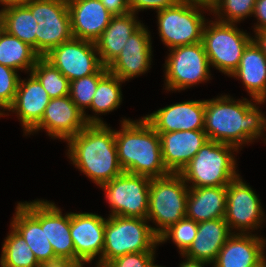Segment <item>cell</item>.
Segmentation results:
<instances>
[{
  "instance_id": "f6af8a7d",
  "label": "cell",
  "mask_w": 266,
  "mask_h": 267,
  "mask_svg": "<svg viewBox=\"0 0 266 267\" xmlns=\"http://www.w3.org/2000/svg\"><path fill=\"white\" fill-rule=\"evenodd\" d=\"M30 1L31 0H0V5L2 6L0 9L4 10L10 7L27 5Z\"/></svg>"
},
{
  "instance_id": "3957f363",
  "label": "cell",
  "mask_w": 266,
  "mask_h": 267,
  "mask_svg": "<svg viewBox=\"0 0 266 267\" xmlns=\"http://www.w3.org/2000/svg\"><path fill=\"white\" fill-rule=\"evenodd\" d=\"M121 129L115 130L118 161L124 172L150 178L170 172L163 159L159 134L143 118H122Z\"/></svg>"
},
{
  "instance_id": "30bf717a",
  "label": "cell",
  "mask_w": 266,
  "mask_h": 267,
  "mask_svg": "<svg viewBox=\"0 0 266 267\" xmlns=\"http://www.w3.org/2000/svg\"><path fill=\"white\" fill-rule=\"evenodd\" d=\"M205 10L211 14L206 8L177 2L156 12L158 34L165 47L169 50L202 42L203 29L209 20L204 16Z\"/></svg>"
},
{
  "instance_id": "44dd1931",
  "label": "cell",
  "mask_w": 266,
  "mask_h": 267,
  "mask_svg": "<svg viewBox=\"0 0 266 267\" xmlns=\"http://www.w3.org/2000/svg\"><path fill=\"white\" fill-rule=\"evenodd\" d=\"M158 134L162 159L170 173H180L209 140L204 130H180Z\"/></svg>"
},
{
  "instance_id": "60d3db41",
  "label": "cell",
  "mask_w": 266,
  "mask_h": 267,
  "mask_svg": "<svg viewBox=\"0 0 266 267\" xmlns=\"http://www.w3.org/2000/svg\"><path fill=\"white\" fill-rule=\"evenodd\" d=\"M39 267H78L71 259L65 257H55Z\"/></svg>"
},
{
  "instance_id": "83f0119b",
  "label": "cell",
  "mask_w": 266,
  "mask_h": 267,
  "mask_svg": "<svg viewBox=\"0 0 266 267\" xmlns=\"http://www.w3.org/2000/svg\"><path fill=\"white\" fill-rule=\"evenodd\" d=\"M123 83L125 82L109 71L98 81L89 109L94 115L84 114L88 124H106L99 115L109 114V112L119 108L123 101L121 90Z\"/></svg>"
},
{
  "instance_id": "bcb514c9",
  "label": "cell",
  "mask_w": 266,
  "mask_h": 267,
  "mask_svg": "<svg viewBox=\"0 0 266 267\" xmlns=\"http://www.w3.org/2000/svg\"><path fill=\"white\" fill-rule=\"evenodd\" d=\"M4 30L3 25V10L0 9V33Z\"/></svg>"
},
{
  "instance_id": "ba28073f",
  "label": "cell",
  "mask_w": 266,
  "mask_h": 267,
  "mask_svg": "<svg viewBox=\"0 0 266 267\" xmlns=\"http://www.w3.org/2000/svg\"><path fill=\"white\" fill-rule=\"evenodd\" d=\"M26 6L34 17V51L40 57L73 37L67 0H31Z\"/></svg>"
},
{
  "instance_id": "5bb4252c",
  "label": "cell",
  "mask_w": 266,
  "mask_h": 267,
  "mask_svg": "<svg viewBox=\"0 0 266 267\" xmlns=\"http://www.w3.org/2000/svg\"><path fill=\"white\" fill-rule=\"evenodd\" d=\"M105 225L106 218L97 213L70 212V233L78 267L92 264L94 259V267H102Z\"/></svg>"
},
{
  "instance_id": "74e56055",
  "label": "cell",
  "mask_w": 266,
  "mask_h": 267,
  "mask_svg": "<svg viewBox=\"0 0 266 267\" xmlns=\"http://www.w3.org/2000/svg\"><path fill=\"white\" fill-rule=\"evenodd\" d=\"M177 0H128L130 12L138 15L144 10H155L156 12L174 6Z\"/></svg>"
},
{
  "instance_id": "b9f144b4",
  "label": "cell",
  "mask_w": 266,
  "mask_h": 267,
  "mask_svg": "<svg viewBox=\"0 0 266 267\" xmlns=\"http://www.w3.org/2000/svg\"><path fill=\"white\" fill-rule=\"evenodd\" d=\"M177 1L189 5L200 6L211 11L214 8L217 0H177Z\"/></svg>"
},
{
  "instance_id": "ffe728a7",
  "label": "cell",
  "mask_w": 266,
  "mask_h": 267,
  "mask_svg": "<svg viewBox=\"0 0 266 267\" xmlns=\"http://www.w3.org/2000/svg\"><path fill=\"white\" fill-rule=\"evenodd\" d=\"M266 238L233 233L220 249L212 267H262L266 263Z\"/></svg>"
},
{
  "instance_id": "7bdbcfd3",
  "label": "cell",
  "mask_w": 266,
  "mask_h": 267,
  "mask_svg": "<svg viewBox=\"0 0 266 267\" xmlns=\"http://www.w3.org/2000/svg\"><path fill=\"white\" fill-rule=\"evenodd\" d=\"M183 259V261L179 264L178 267H205V266H210L211 264L205 261H201V260H195V259H190L187 257H184L183 255H181Z\"/></svg>"
},
{
  "instance_id": "ee69618b",
  "label": "cell",
  "mask_w": 266,
  "mask_h": 267,
  "mask_svg": "<svg viewBox=\"0 0 266 267\" xmlns=\"http://www.w3.org/2000/svg\"><path fill=\"white\" fill-rule=\"evenodd\" d=\"M253 40L261 48V50L266 56V29L259 32H255Z\"/></svg>"
},
{
  "instance_id": "f35d334b",
  "label": "cell",
  "mask_w": 266,
  "mask_h": 267,
  "mask_svg": "<svg viewBox=\"0 0 266 267\" xmlns=\"http://www.w3.org/2000/svg\"><path fill=\"white\" fill-rule=\"evenodd\" d=\"M253 17L256 18L257 22L254 23L253 31L259 32L266 29V0H256Z\"/></svg>"
},
{
  "instance_id": "7c38bea8",
  "label": "cell",
  "mask_w": 266,
  "mask_h": 267,
  "mask_svg": "<svg viewBox=\"0 0 266 267\" xmlns=\"http://www.w3.org/2000/svg\"><path fill=\"white\" fill-rule=\"evenodd\" d=\"M243 180L239 174L227 185L224 219L232 233L253 234L263 227L266 214L259 195Z\"/></svg>"
},
{
  "instance_id": "8d00e7d4",
  "label": "cell",
  "mask_w": 266,
  "mask_h": 267,
  "mask_svg": "<svg viewBox=\"0 0 266 267\" xmlns=\"http://www.w3.org/2000/svg\"><path fill=\"white\" fill-rule=\"evenodd\" d=\"M156 251L129 253L109 261L104 267H151Z\"/></svg>"
},
{
  "instance_id": "e575fe53",
  "label": "cell",
  "mask_w": 266,
  "mask_h": 267,
  "mask_svg": "<svg viewBox=\"0 0 266 267\" xmlns=\"http://www.w3.org/2000/svg\"><path fill=\"white\" fill-rule=\"evenodd\" d=\"M197 232L198 222L185 216L159 236V244H164L167 243V240H171L179 250V254L183 255L191 246Z\"/></svg>"
},
{
  "instance_id": "8992f818",
  "label": "cell",
  "mask_w": 266,
  "mask_h": 267,
  "mask_svg": "<svg viewBox=\"0 0 266 267\" xmlns=\"http://www.w3.org/2000/svg\"><path fill=\"white\" fill-rule=\"evenodd\" d=\"M189 187L179 173L151 178L147 220L159 237L186 216Z\"/></svg>"
},
{
  "instance_id": "5b68a950",
  "label": "cell",
  "mask_w": 266,
  "mask_h": 267,
  "mask_svg": "<svg viewBox=\"0 0 266 267\" xmlns=\"http://www.w3.org/2000/svg\"><path fill=\"white\" fill-rule=\"evenodd\" d=\"M149 224L147 218L106 217L102 267L125 254L156 251L159 237Z\"/></svg>"
},
{
  "instance_id": "277c9868",
  "label": "cell",
  "mask_w": 266,
  "mask_h": 267,
  "mask_svg": "<svg viewBox=\"0 0 266 267\" xmlns=\"http://www.w3.org/2000/svg\"><path fill=\"white\" fill-rule=\"evenodd\" d=\"M238 153L232 145L208 140L179 174L189 188L227 186L239 175Z\"/></svg>"
},
{
  "instance_id": "e0dca14e",
  "label": "cell",
  "mask_w": 266,
  "mask_h": 267,
  "mask_svg": "<svg viewBox=\"0 0 266 267\" xmlns=\"http://www.w3.org/2000/svg\"><path fill=\"white\" fill-rule=\"evenodd\" d=\"M143 23L127 40L119 56L108 66V71L126 82L145 75L152 65V36Z\"/></svg>"
},
{
  "instance_id": "1f68e13d",
  "label": "cell",
  "mask_w": 266,
  "mask_h": 267,
  "mask_svg": "<svg viewBox=\"0 0 266 267\" xmlns=\"http://www.w3.org/2000/svg\"><path fill=\"white\" fill-rule=\"evenodd\" d=\"M31 73L40 81L51 99L68 96L70 81L44 57H40Z\"/></svg>"
},
{
  "instance_id": "836d02e7",
  "label": "cell",
  "mask_w": 266,
  "mask_h": 267,
  "mask_svg": "<svg viewBox=\"0 0 266 267\" xmlns=\"http://www.w3.org/2000/svg\"><path fill=\"white\" fill-rule=\"evenodd\" d=\"M256 0H217L211 15L225 23H240L252 17Z\"/></svg>"
},
{
  "instance_id": "2e32d148",
  "label": "cell",
  "mask_w": 266,
  "mask_h": 267,
  "mask_svg": "<svg viewBox=\"0 0 266 267\" xmlns=\"http://www.w3.org/2000/svg\"><path fill=\"white\" fill-rule=\"evenodd\" d=\"M87 125L84 113L68 95L51 99L41 121L26 136L45 130L52 139L67 142Z\"/></svg>"
},
{
  "instance_id": "9a60e30c",
  "label": "cell",
  "mask_w": 266,
  "mask_h": 267,
  "mask_svg": "<svg viewBox=\"0 0 266 267\" xmlns=\"http://www.w3.org/2000/svg\"><path fill=\"white\" fill-rule=\"evenodd\" d=\"M45 227V234L56 257L75 263V249L70 233V212L64 213L55 202L35 199L20 202Z\"/></svg>"
},
{
  "instance_id": "ac0fdd59",
  "label": "cell",
  "mask_w": 266,
  "mask_h": 267,
  "mask_svg": "<svg viewBox=\"0 0 266 267\" xmlns=\"http://www.w3.org/2000/svg\"><path fill=\"white\" fill-rule=\"evenodd\" d=\"M143 118L157 133L204 130L205 99L166 105Z\"/></svg>"
},
{
  "instance_id": "cb8c5ba5",
  "label": "cell",
  "mask_w": 266,
  "mask_h": 267,
  "mask_svg": "<svg viewBox=\"0 0 266 267\" xmlns=\"http://www.w3.org/2000/svg\"><path fill=\"white\" fill-rule=\"evenodd\" d=\"M132 12L113 16L108 27L95 41L98 55L104 66L114 61L125 47L130 36L143 24Z\"/></svg>"
},
{
  "instance_id": "4fadbf2b",
  "label": "cell",
  "mask_w": 266,
  "mask_h": 267,
  "mask_svg": "<svg viewBox=\"0 0 266 267\" xmlns=\"http://www.w3.org/2000/svg\"><path fill=\"white\" fill-rule=\"evenodd\" d=\"M44 58L70 82L95 74L104 66L95 42L74 37L53 48Z\"/></svg>"
},
{
  "instance_id": "d590c367",
  "label": "cell",
  "mask_w": 266,
  "mask_h": 267,
  "mask_svg": "<svg viewBox=\"0 0 266 267\" xmlns=\"http://www.w3.org/2000/svg\"><path fill=\"white\" fill-rule=\"evenodd\" d=\"M20 78L18 71L0 64V117L12 105Z\"/></svg>"
},
{
  "instance_id": "7dc6e473",
  "label": "cell",
  "mask_w": 266,
  "mask_h": 267,
  "mask_svg": "<svg viewBox=\"0 0 266 267\" xmlns=\"http://www.w3.org/2000/svg\"><path fill=\"white\" fill-rule=\"evenodd\" d=\"M151 267H165V266L157 265V264H155V262H154V264H153Z\"/></svg>"
},
{
  "instance_id": "4dcf8cb0",
  "label": "cell",
  "mask_w": 266,
  "mask_h": 267,
  "mask_svg": "<svg viewBox=\"0 0 266 267\" xmlns=\"http://www.w3.org/2000/svg\"><path fill=\"white\" fill-rule=\"evenodd\" d=\"M4 30L34 49V17L26 6H15L3 10Z\"/></svg>"
},
{
  "instance_id": "d6986e66",
  "label": "cell",
  "mask_w": 266,
  "mask_h": 267,
  "mask_svg": "<svg viewBox=\"0 0 266 267\" xmlns=\"http://www.w3.org/2000/svg\"><path fill=\"white\" fill-rule=\"evenodd\" d=\"M50 100L40 81L29 73L27 79L20 78L14 101L3 115L14 113L26 136L41 121Z\"/></svg>"
},
{
  "instance_id": "6da1fadb",
  "label": "cell",
  "mask_w": 266,
  "mask_h": 267,
  "mask_svg": "<svg viewBox=\"0 0 266 267\" xmlns=\"http://www.w3.org/2000/svg\"><path fill=\"white\" fill-rule=\"evenodd\" d=\"M262 104L252 98L235 99L227 94L206 99L204 131L209 140L232 145L240 151L261 138L266 142V113L259 109Z\"/></svg>"
},
{
  "instance_id": "4316f807",
  "label": "cell",
  "mask_w": 266,
  "mask_h": 267,
  "mask_svg": "<svg viewBox=\"0 0 266 267\" xmlns=\"http://www.w3.org/2000/svg\"><path fill=\"white\" fill-rule=\"evenodd\" d=\"M10 221L9 226L24 238L39 264L56 257L45 234V227H42L40 222L20 202L17 203L15 213Z\"/></svg>"
},
{
  "instance_id": "7402d4cb",
  "label": "cell",
  "mask_w": 266,
  "mask_h": 267,
  "mask_svg": "<svg viewBox=\"0 0 266 267\" xmlns=\"http://www.w3.org/2000/svg\"><path fill=\"white\" fill-rule=\"evenodd\" d=\"M74 38L95 42L108 27L113 15L100 0H67Z\"/></svg>"
},
{
  "instance_id": "52a82bcc",
  "label": "cell",
  "mask_w": 266,
  "mask_h": 267,
  "mask_svg": "<svg viewBox=\"0 0 266 267\" xmlns=\"http://www.w3.org/2000/svg\"><path fill=\"white\" fill-rule=\"evenodd\" d=\"M246 31L239 29L236 23L207 20L202 44L209 65L229 77L238 68L245 48L253 40V35Z\"/></svg>"
},
{
  "instance_id": "603a6c76",
  "label": "cell",
  "mask_w": 266,
  "mask_h": 267,
  "mask_svg": "<svg viewBox=\"0 0 266 267\" xmlns=\"http://www.w3.org/2000/svg\"><path fill=\"white\" fill-rule=\"evenodd\" d=\"M243 85L250 98L266 102V56L252 40L245 48L238 68L229 76Z\"/></svg>"
},
{
  "instance_id": "9c48e42d",
  "label": "cell",
  "mask_w": 266,
  "mask_h": 267,
  "mask_svg": "<svg viewBox=\"0 0 266 267\" xmlns=\"http://www.w3.org/2000/svg\"><path fill=\"white\" fill-rule=\"evenodd\" d=\"M168 51L163 66L165 90L180 92L212 79L211 67L202 42L177 46Z\"/></svg>"
},
{
  "instance_id": "ab89813d",
  "label": "cell",
  "mask_w": 266,
  "mask_h": 267,
  "mask_svg": "<svg viewBox=\"0 0 266 267\" xmlns=\"http://www.w3.org/2000/svg\"><path fill=\"white\" fill-rule=\"evenodd\" d=\"M100 2L113 16L130 13L128 0H100Z\"/></svg>"
},
{
  "instance_id": "f1b7e54d",
  "label": "cell",
  "mask_w": 266,
  "mask_h": 267,
  "mask_svg": "<svg viewBox=\"0 0 266 267\" xmlns=\"http://www.w3.org/2000/svg\"><path fill=\"white\" fill-rule=\"evenodd\" d=\"M39 58L28 44L5 30L0 33V64L29 74Z\"/></svg>"
},
{
  "instance_id": "7a4b0ae2",
  "label": "cell",
  "mask_w": 266,
  "mask_h": 267,
  "mask_svg": "<svg viewBox=\"0 0 266 267\" xmlns=\"http://www.w3.org/2000/svg\"><path fill=\"white\" fill-rule=\"evenodd\" d=\"M67 157L88 179L101 187L122 174L115 129L106 124H88L67 142Z\"/></svg>"
},
{
  "instance_id": "8fae6325",
  "label": "cell",
  "mask_w": 266,
  "mask_h": 267,
  "mask_svg": "<svg viewBox=\"0 0 266 267\" xmlns=\"http://www.w3.org/2000/svg\"><path fill=\"white\" fill-rule=\"evenodd\" d=\"M151 178L123 172L101 187L110 207L109 216L147 218Z\"/></svg>"
},
{
  "instance_id": "f546056e",
  "label": "cell",
  "mask_w": 266,
  "mask_h": 267,
  "mask_svg": "<svg viewBox=\"0 0 266 267\" xmlns=\"http://www.w3.org/2000/svg\"><path fill=\"white\" fill-rule=\"evenodd\" d=\"M0 267H39L33 251L11 226L1 248Z\"/></svg>"
},
{
  "instance_id": "d6a6232c",
  "label": "cell",
  "mask_w": 266,
  "mask_h": 267,
  "mask_svg": "<svg viewBox=\"0 0 266 267\" xmlns=\"http://www.w3.org/2000/svg\"><path fill=\"white\" fill-rule=\"evenodd\" d=\"M108 72V68L103 66L97 73L84 76L70 82L69 97L75 105L86 114L89 110L93 96L96 92L98 81Z\"/></svg>"
},
{
  "instance_id": "484cf974",
  "label": "cell",
  "mask_w": 266,
  "mask_h": 267,
  "mask_svg": "<svg viewBox=\"0 0 266 267\" xmlns=\"http://www.w3.org/2000/svg\"><path fill=\"white\" fill-rule=\"evenodd\" d=\"M227 186L189 188L186 217L195 222L225 217Z\"/></svg>"
},
{
  "instance_id": "d4e9b609",
  "label": "cell",
  "mask_w": 266,
  "mask_h": 267,
  "mask_svg": "<svg viewBox=\"0 0 266 267\" xmlns=\"http://www.w3.org/2000/svg\"><path fill=\"white\" fill-rule=\"evenodd\" d=\"M232 234L224 218L199 222L197 235L183 256L212 265Z\"/></svg>"
}]
</instances>
